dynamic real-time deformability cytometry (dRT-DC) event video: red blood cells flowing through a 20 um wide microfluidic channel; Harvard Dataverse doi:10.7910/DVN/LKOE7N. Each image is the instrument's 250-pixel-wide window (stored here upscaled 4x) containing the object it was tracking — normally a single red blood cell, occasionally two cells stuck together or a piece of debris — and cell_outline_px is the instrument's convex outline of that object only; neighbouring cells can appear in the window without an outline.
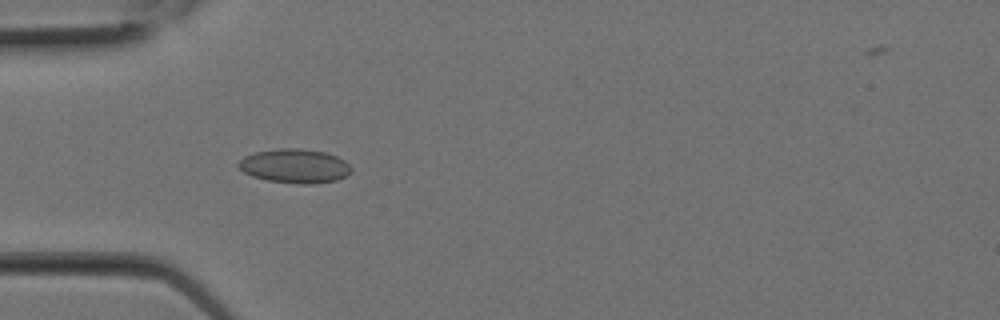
{"species": "Egyptian fruit bat (a non-hibernating species)", "species_latin": "Rousettus aegyptiacus", "temperature_condition": "room temperature", "stored_images_in_passage": 7, "camera_frame_rate_fps": 3000, "um_per_image_px": 0.085, "animal": {"sex": "female"}, "frame": {"image": 1, "passage_image": 2, "time_ms": 0.333, "image_size_px": [1000, 320], "cell_outline_px": [[352, 172], [336, 180], [312, 184], [300, 184], [268, 180], [252, 176], [244, 172], [236, 164], [244, 156], [256, 152], [280, 148], [300, 148], [324, 152], [336, 156], [344, 160], [352, 168]], "centroid_in_image_um": [25.05, 14.11], "position_along_channel_um": 59.9, "area_um2": 22.31}}
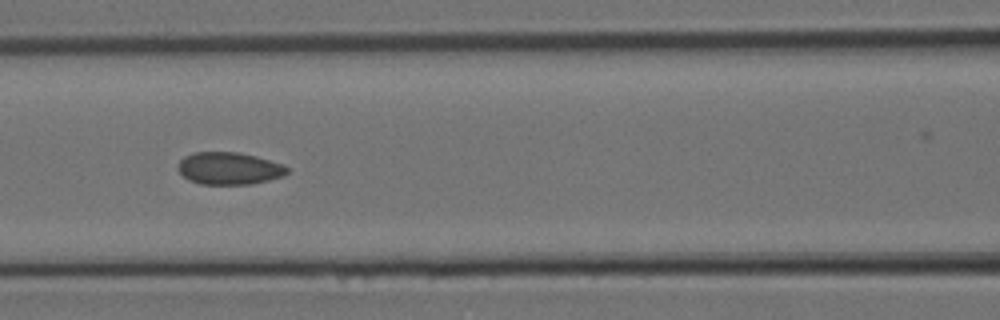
{"frame": {"image": 2, "passage_image": 5, "time_ms": 1.333, "image_size_px": [1000, 320], "cell_outline_px": [[288, 172], [284, 176], [252, 184], [200, 184], [188, 180], [176, 168], [180, 160], [184, 156], [192, 152], [236, 152], [256, 156], [284, 164], [288, 168]], "centroid_in_image_um": [19.47, 14.31], "position_along_channel_um": 147.1, "area_um2": 20.69}}
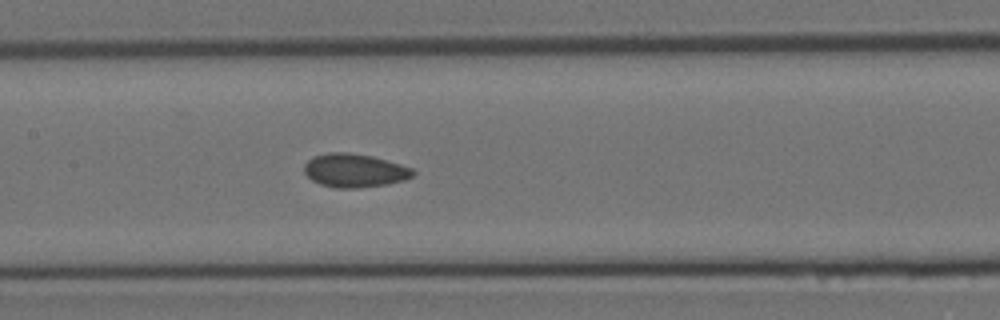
{"frame": {"image": 3, "passage_image": 6, "time_ms": 1.667, "image_size_px": [1000, 320], "cell_outline_px": [[416, 172], [412, 176], [404, 180], [388, 184], [356, 188], [336, 188], [320, 184], [312, 180], [304, 172], [304, 164], [308, 160], [316, 156], [328, 152], [348, 152], [372, 156], [400, 164], [412, 168]], "centroid_in_image_um": [30.14, 14.49], "position_along_channel_um": 177.3, "area_um2": 21.21}}